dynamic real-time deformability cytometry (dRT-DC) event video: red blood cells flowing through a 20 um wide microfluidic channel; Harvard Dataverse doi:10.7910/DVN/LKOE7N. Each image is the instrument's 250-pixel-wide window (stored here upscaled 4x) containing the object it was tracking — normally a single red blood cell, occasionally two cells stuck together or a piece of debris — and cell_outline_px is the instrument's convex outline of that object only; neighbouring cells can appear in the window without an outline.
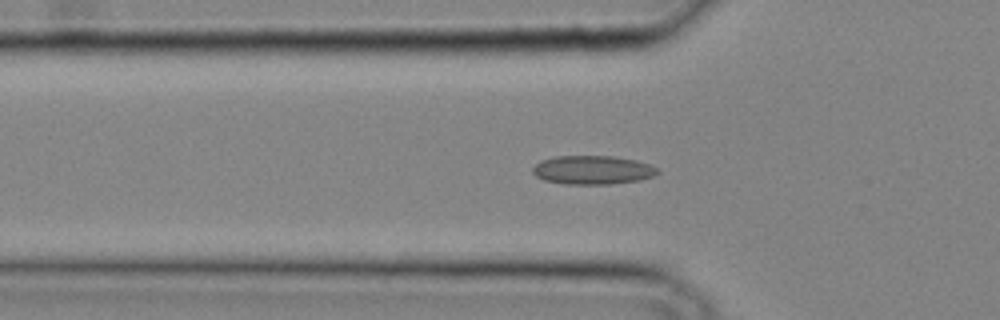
{"species": "common noctule bat (a hibernating species)", "species_latin": "Nyctalus noctula", "temperature_condition": "cold", "stored_images_in_passage": 30, "camera_frame_rate_fps": 3000, "um_per_image_px": 0.085, "animal": {"sex": "male", "body_mass_g": 20.4}, "frame": {"image": 1, "passage_image": 6, "time_ms": 1.667, "image_size_px": [1000, 320], "cell_outline_px": [[660, 172], [652, 176], [640, 180], [608, 184], [564, 184], [544, 180], [536, 176], [532, 172], [532, 168], [540, 160], [556, 156], [612, 156], [636, 160], [648, 164], [656, 168]], "centroid_in_image_um": [50.34, 14.44], "position_along_channel_um": 75.5, "area_um2": 20.87}}
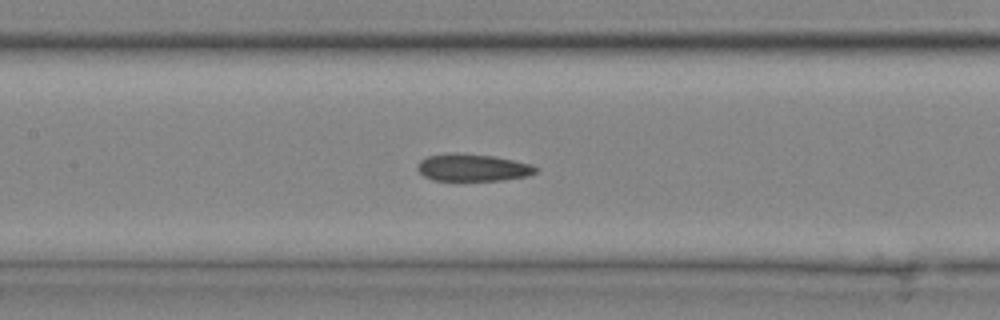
{"frame": {"image": 2, "passage_image": 11, "time_ms": 3.333, "image_size_px": [1000, 320], "cell_outline_px": [[536, 172], [528, 176], [500, 180], [432, 180], [424, 176], [416, 168], [420, 160], [428, 156], [492, 156], [532, 164], [536, 168]], "centroid_in_image_um": [40.21, 14.3], "position_along_channel_um": 167.2, "area_um2": 17.69}}
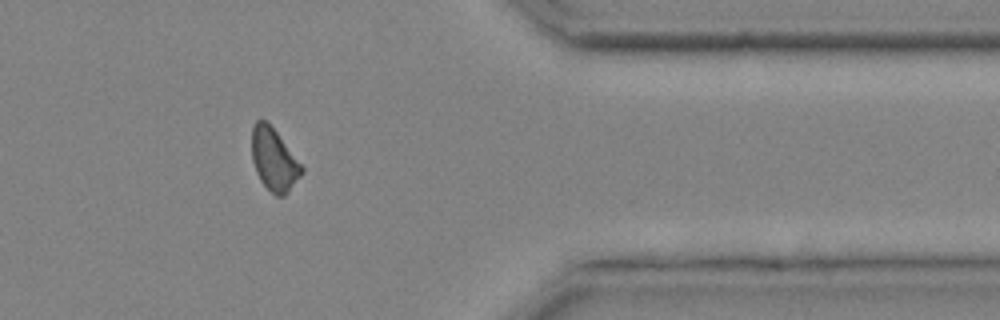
{"frame": {"image": 3, "passage_image": 24, "time_ms": 7.667, "image_size_px": [1000, 320], "cell_outline_px": [[304, 172], [288, 192], [284, 196], [276, 196], [260, 180], [256, 172], [252, 160], [252, 128], [256, 120], [264, 120], [276, 132], [304, 168]], "centroid_in_image_um": [23.28, 13.59], "position_along_channel_um": 388.1, "area_um2": 17.8}}